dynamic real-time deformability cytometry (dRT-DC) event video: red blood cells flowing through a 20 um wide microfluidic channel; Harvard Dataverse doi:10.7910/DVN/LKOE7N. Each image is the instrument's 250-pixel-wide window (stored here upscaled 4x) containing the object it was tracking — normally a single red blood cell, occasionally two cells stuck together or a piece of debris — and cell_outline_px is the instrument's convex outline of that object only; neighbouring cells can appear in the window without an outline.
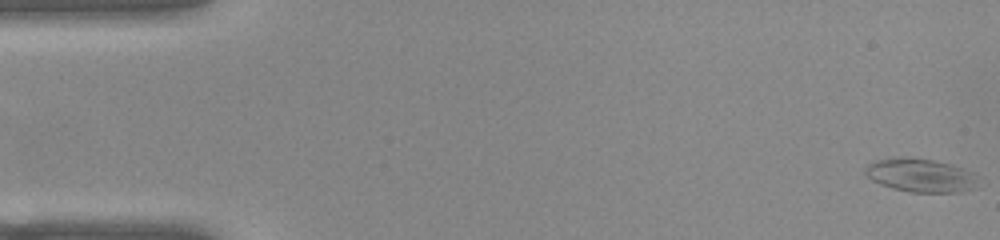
{"species": "common noctule bat (a hibernating species)", "species_latin": "Nyctalus noctula", "temperature_condition": "warm", "stored_images_in_passage": 53, "camera_frame_rate_fps": 3000, "um_per_image_px": 0.085, "animal": {"sex": "female", "body_mass_g": 22.0, "forearm_length_mm": 56.7}, "frame": {"image": 1, "passage_image": 1, "time_ms": 0.0, "image_size_px": [1000, 240], "cell_outline_px": [[976, 188], [964, 192], [912, 192], [892, 188], [880, 184], [872, 180], [864, 172], [864, 168], [872, 160], [908, 156], [932, 160], [952, 164], [964, 168], [972, 172]], "centroid_in_image_um": [78.2, 14.89], "position_along_channel_um": 6.8, "area_um2": 22.08}}
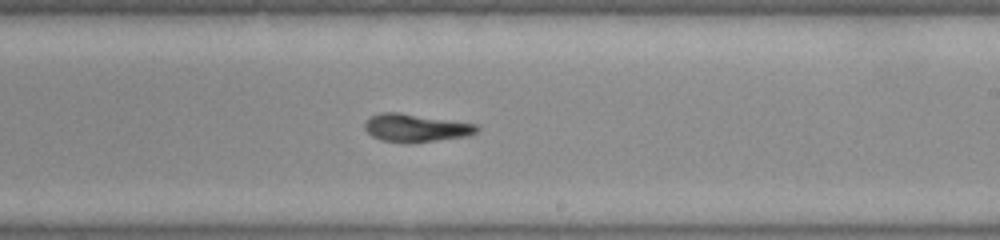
{"frame": {"image": 2, "passage_image": 31, "time_ms": 10.0, "image_size_px": [1000, 240], "cell_outline_px": [[480, 128], [476, 132], [468, 136], [436, 140], [380, 140], [372, 136], [364, 128], [364, 124], [372, 116], [380, 112], [400, 112], [476, 124]], "centroid_in_image_um": [35.36, 10.82], "position_along_channel_um": 253.6, "area_um2": 17.51}}
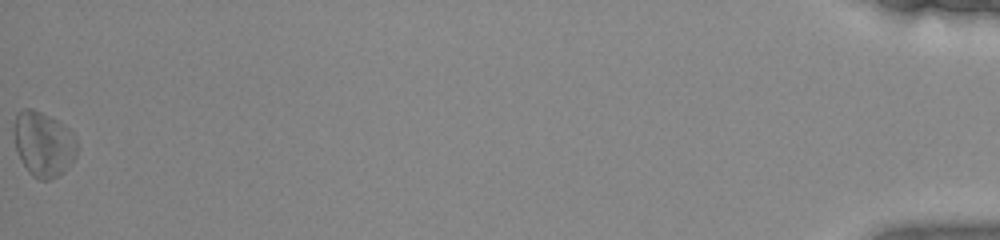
{"frame": {"image": 3, "passage_image": 53, "time_ms": 17.333, "image_size_px": [1000, 240], "cell_outline_px": [[76, 156], [64, 172], [48, 180], [36, 180], [28, 172], [16, 152], [12, 132], [12, 128], [16, 116], [24, 108], [32, 108], [64, 124], [72, 132], [76, 140]], "centroid_in_image_um": [3.66, 12.25], "position_along_channel_um": 431.5, "area_um2": 24.1}}